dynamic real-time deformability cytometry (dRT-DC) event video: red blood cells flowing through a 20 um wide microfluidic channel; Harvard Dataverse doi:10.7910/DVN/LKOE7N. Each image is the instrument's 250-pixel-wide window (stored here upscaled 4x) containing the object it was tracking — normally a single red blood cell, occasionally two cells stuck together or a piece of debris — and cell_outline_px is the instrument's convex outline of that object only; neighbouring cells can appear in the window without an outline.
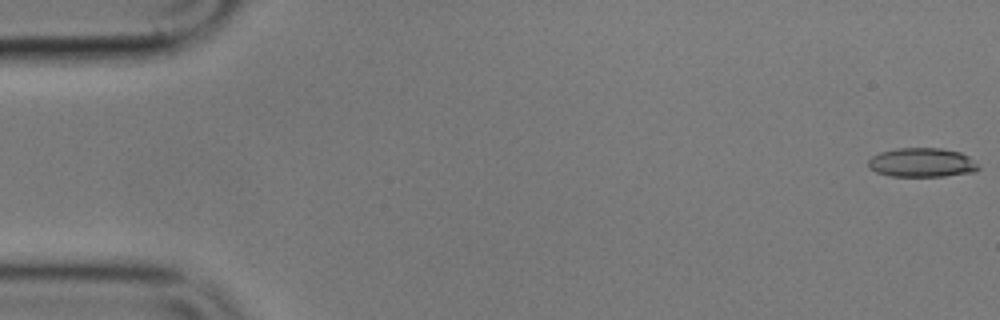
{"species": "common noctule bat (a hibernating species)", "species_latin": "Nyctalus noctula", "temperature_condition": "cold", "stored_images_in_passage": 56, "camera_frame_rate_fps": 3000, "um_per_image_px": 0.085, "animal": {"sex": "male", "body_mass_g": 17.9}, "frame": {"image": 1, "passage_image": 1, "time_ms": 0.0, "image_size_px": [1000, 320], "cell_outline_px": [[980, 168], [976, 172], [944, 176], [888, 176], [876, 172], [868, 168], [868, 160], [872, 156], [880, 152], [896, 148], [940, 148], [960, 152], [968, 156]], "centroid_in_image_um": [78.33, 13.82], "position_along_channel_um": 6.7, "area_um2": 18.79}}
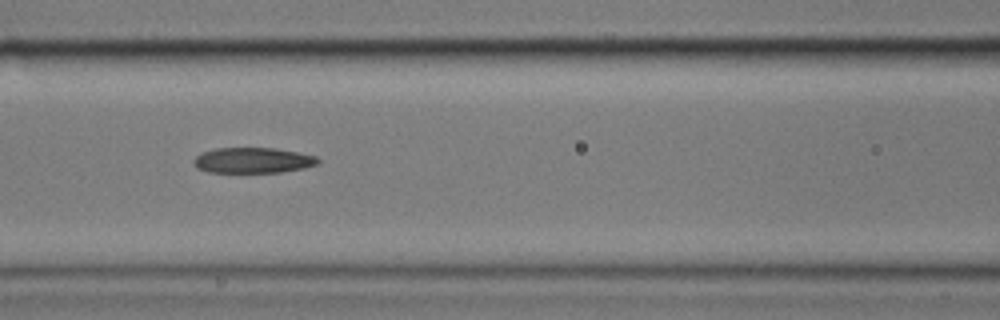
{"frame": {"image": 2, "passage_image": 24, "time_ms": 7.667, "image_size_px": [1000, 320], "cell_outline_px": [[320, 160], [316, 164], [304, 168], [280, 172], [208, 172], [196, 168], [192, 164], [192, 160], [196, 156], [204, 152], [216, 148], [276, 148], [316, 156]], "centroid_in_image_um": [21.46, 13.63], "position_along_channel_um": 145.1, "area_um2": 18.44}}
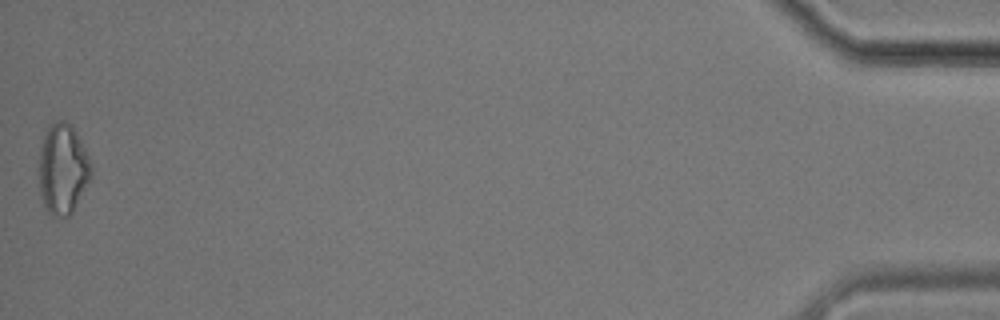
{"frame": {"image": 3, "passage_image": 56, "time_ms": 18.333, "image_size_px": [1000, 320], "cell_outline_px": [[92, 176], [72, 212], [68, 216], [52, 216], [48, 212], [44, 204], [40, 192], [36, 172], [40, 148], [48, 124], [56, 120], [64, 120], [72, 124], [92, 164]], "centroid_in_image_um": [5.3, 14.33], "position_along_channel_um": 429.9, "area_um2": 28.03}, "authors_computed_cell_mechanics": {"area_um2": 19.4208, "velocity_mm_per_s": 3.5706, "shape_relaxation_time_tau1_ms": null, "shape_relaxation_time_tau2_ms": 5.1272, "deformation_change_tau1": null, "deformation_change_tau2": 0.1599}}